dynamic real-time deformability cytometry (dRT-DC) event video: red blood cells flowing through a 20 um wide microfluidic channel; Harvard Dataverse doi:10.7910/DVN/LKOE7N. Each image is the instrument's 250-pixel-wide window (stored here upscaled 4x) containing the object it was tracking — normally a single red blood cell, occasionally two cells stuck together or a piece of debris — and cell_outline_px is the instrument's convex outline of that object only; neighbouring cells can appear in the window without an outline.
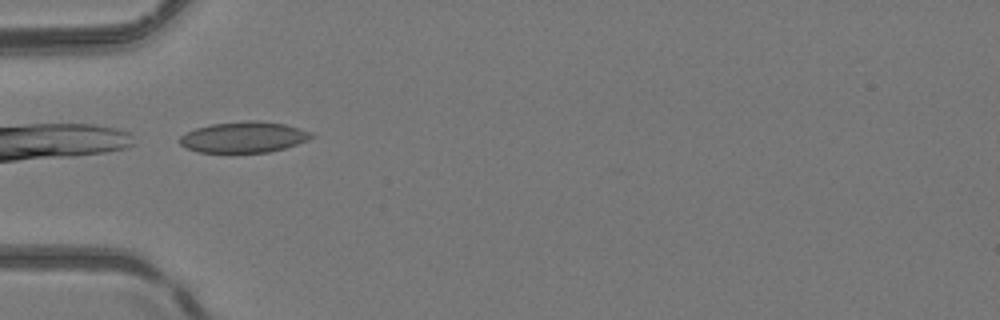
{"species": "common noctule bat (a hibernating species)", "species_latin": "Nyctalus noctula", "temperature_condition": "room temperature", "stored_images_in_passage": 4, "camera_frame_rate_fps": 3000, "um_per_image_px": 0.085, "animal": {"sex": "female", "body_mass_g": 24.6, "forearm_length_mm": 56.2}, "frame": {"image": 1, "passage_image": 1, "time_ms": 0.0, "image_size_px": [1000, 320], "cell_outline_px": [[316, 136], [308, 140], [284, 148], [268, 152], [196, 152], [180, 144], [180, 136], [196, 128], [212, 124], [248, 120], [260, 120], [284, 124], [312, 132]], "centroid_in_image_um": [20.75, 11.65], "position_along_channel_um": 64.3, "area_um2": 23.58}}